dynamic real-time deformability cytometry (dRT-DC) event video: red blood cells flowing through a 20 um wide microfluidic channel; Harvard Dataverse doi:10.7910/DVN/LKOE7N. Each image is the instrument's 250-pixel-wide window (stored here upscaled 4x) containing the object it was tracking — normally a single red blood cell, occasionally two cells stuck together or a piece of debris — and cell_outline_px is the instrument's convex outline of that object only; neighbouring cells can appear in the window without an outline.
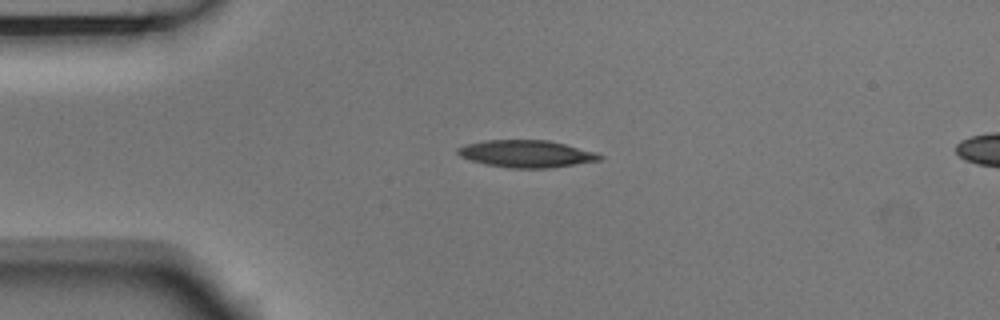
{"species": "Egyptian fruit bat (a non-hibernating species)", "species_latin": "Rousettus aegyptiacus", "temperature_condition": "room temperature", "stored_images_in_passage": 15, "camera_frame_rate_fps": 3000, "um_per_image_px": 0.085, "animal": {"sex": "male"}, "frame": {"image": 1, "passage_image": 11, "time_ms": 3.333, "image_size_px": [1000, 320], "cell_outline_px": [[604, 156], [600, 160], [548, 168], [512, 168], [488, 164], [472, 160], [460, 156], [456, 152], [456, 148], [464, 144], [484, 140], [548, 140], [596, 152]], "centroid_in_image_um": [44.72, 13.06], "position_along_channel_um": 40.3, "area_um2": 22.31}}